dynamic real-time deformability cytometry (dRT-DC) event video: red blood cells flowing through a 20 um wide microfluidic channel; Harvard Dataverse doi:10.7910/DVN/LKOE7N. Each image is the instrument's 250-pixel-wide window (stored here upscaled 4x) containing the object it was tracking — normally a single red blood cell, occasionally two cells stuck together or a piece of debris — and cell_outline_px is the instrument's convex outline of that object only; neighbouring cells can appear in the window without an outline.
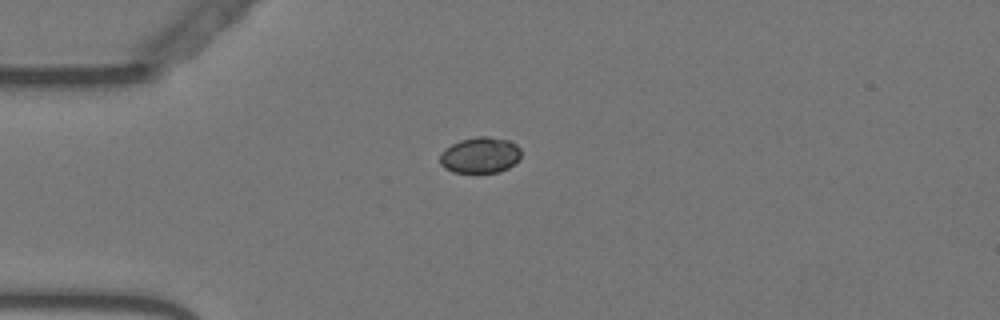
{"species": "Egyptian fruit bat (a non-hibernating species)", "species_latin": "Rousettus aegyptiacus", "temperature_condition": "warm", "stored_images_in_passage": 57, "camera_frame_rate_fps": 3000, "um_per_image_px": 0.085, "animal": {"sex": "female"}, "frame": {"image": 1, "passage_image": 15, "time_ms": 4.667, "image_size_px": [1000, 320], "cell_outline_px": [[520, 156], [508, 168], [496, 172], [452, 172], [444, 168], [440, 164], [440, 152], [452, 144], [460, 140], [476, 136], [488, 136], [508, 140], [516, 144], [520, 148]], "centroid_in_image_um": [40.78, 13.17], "position_along_channel_um": 44.2, "area_um2": 16.94}}
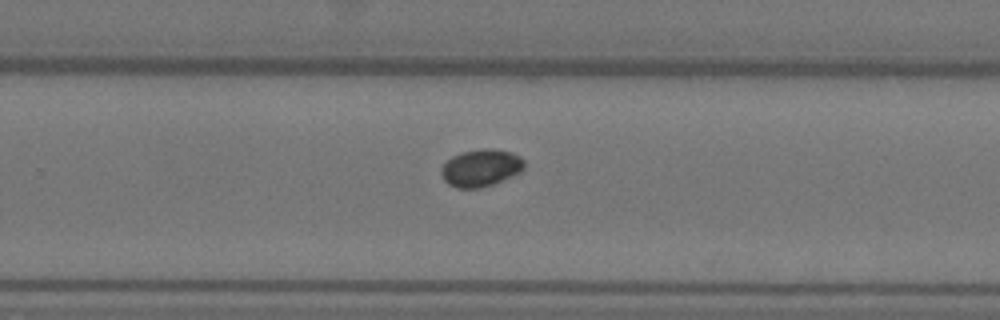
{"frame": {"image": 2, "passage_image": 37, "time_ms": 12.0, "image_size_px": [1000, 320], "cell_outline_px": [[524, 168], [520, 172], [512, 176], [492, 184], [480, 188], [456, 188], [448, 184], [444, 180], [440, 172], [444, 164], [452, 156], [460, 152], [480, 148], [488, 148], [512, 152], [520, 156], [524, 160]], "centroid_in_image_um": [40.87, 14.26], "position_along_channel_um": 288.9, "area_um2": 18.09}}
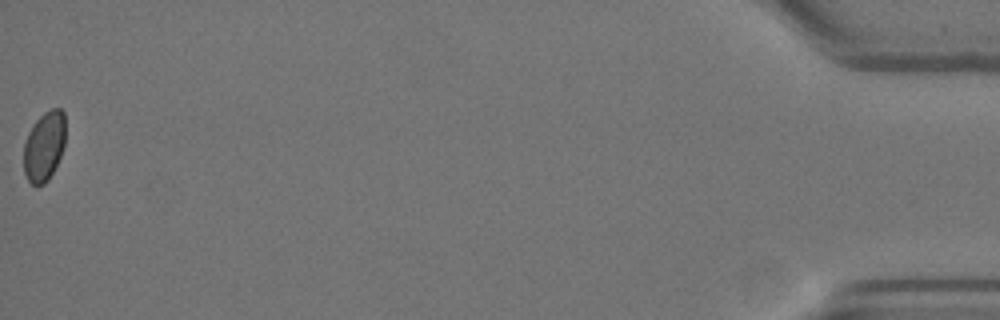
{"frame": {"image": 3, "passage_image": 57, "time_ms": 18.667, "image_size_px": [1000, 320], "cell_outline_px": [[64, 148], [48, 180], [44, 184], [36, 188], [28, 180], [24, 172], [24, 144], [28, 132], [32, 124], [44, 112], [52, 108], [60, 108], [64, 112]], "centroid_in_image_um": [3.74, 12.44], "position_along_channel_um": 431.5, "area_um2": 16.99}, "authors_computed_cell_mechanics": {"area_um2": 17.3978, "velocity_mm_per_s": 3.6065, "shape_relaxation_time_tau1_ms": 4.6296, "shape_relaxation_time_tau2_ms": null, "deformation_change_tau1": 0.0614, "deformation_change_tau2": null}}